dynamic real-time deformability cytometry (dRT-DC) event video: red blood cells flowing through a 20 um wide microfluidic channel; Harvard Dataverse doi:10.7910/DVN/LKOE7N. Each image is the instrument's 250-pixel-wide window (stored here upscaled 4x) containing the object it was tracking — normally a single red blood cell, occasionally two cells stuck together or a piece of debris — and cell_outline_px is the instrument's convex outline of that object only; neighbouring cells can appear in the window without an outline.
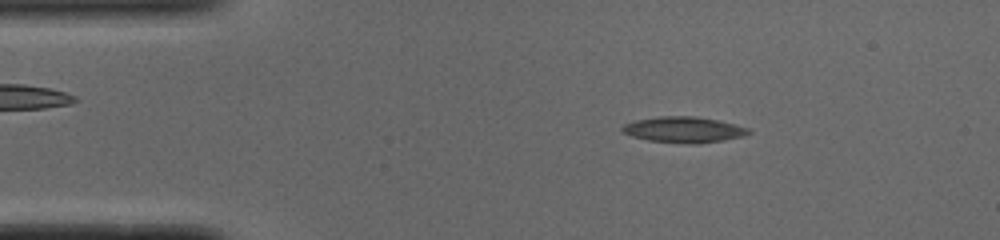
{"species": "common noctule bat (a hibernating species)", "species_latin": "Nyctalus noctula", "temperature_condition": "cold", "stored_images_in_passage": 50, "camera_frame_rate_fps": 3000, "um_per_image_px": 0.085, "animal": {"sex": "male", "body_mass_g": 19.0, "forearm_length_mm": 50.8}, "frame": {"image": 1, "passage_image": 7, "time_ms": 2.0, "image_size_px": [1000, 240], "cell_outline_px": [[752, 132], [744, 136], [724, 140], [696, 144], [648, 140], [632, 136], [620, 132], [620, 128], [624, 124], [636, 120], [660, 116], [696, 116], [736, 124], [748, 128]], "centroid_in_image_um": [58.11, 11.02], "position_along_channel_um": 26.9, "area_um2": 19.02}}
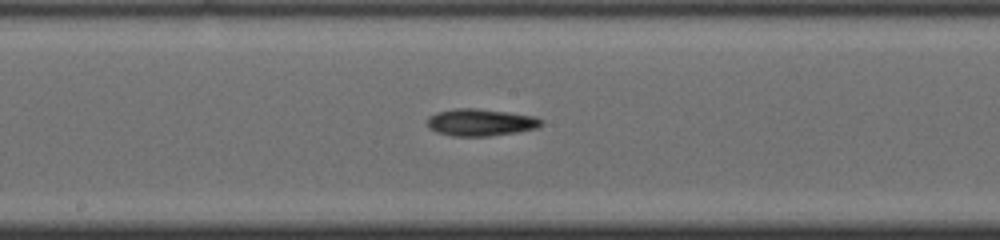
{"frame": {"image": 2, "passage_image": 25, "time_ms": 8.0, "image_size_px": [1000, 240], "cell_outline_px": [[544, 124], [540, 128], [516, 132], [488, 136], [452, 136], [436, 132], [428, 128], [428, 116], [436, 112], [456, 108], [476, 108], [508, 112], [536, 116], [544, 120]], "centroid_in_image_um": [40.89, 10.4], "position_along_channel_um": 207.3, "area_um2": 18.26}}
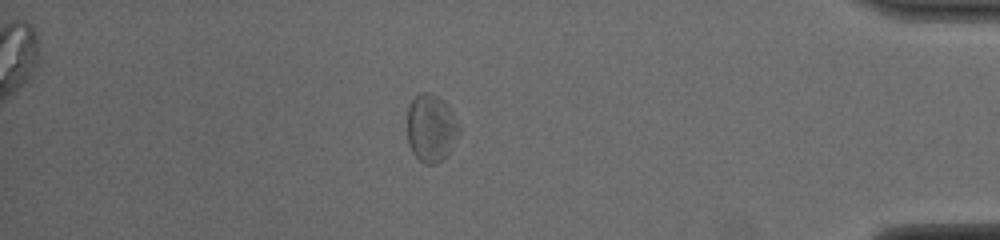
{"frame": {"image": 3, "passage_image": 43, "time_ms": 14.0, "image_size_px": [1000, 240], "cell_outline_px": [[460, 136], [448, 152], [436, 164], [424, 164], [412, 152], [408, 144], [408, 108], [412, 100], [420, 92], [428, 92], [436, 96], [448, 108], [460, 124]], "centroid_in_image_um": [36.64, 10.91], "position_along_channel_um": 398.6, "area_um2": 20.17}, "authors_computed_cell_mechanics": {"area_um2": 18.0047, "velocity_mm_per_s": 3.8657, "shape_relaxation_time_tau1_ms": 2.1161, "shape_relaxation_time_tau2_ms": null, "deformation_change_tau1": 0.125, "deformation_change_tau2": null}}